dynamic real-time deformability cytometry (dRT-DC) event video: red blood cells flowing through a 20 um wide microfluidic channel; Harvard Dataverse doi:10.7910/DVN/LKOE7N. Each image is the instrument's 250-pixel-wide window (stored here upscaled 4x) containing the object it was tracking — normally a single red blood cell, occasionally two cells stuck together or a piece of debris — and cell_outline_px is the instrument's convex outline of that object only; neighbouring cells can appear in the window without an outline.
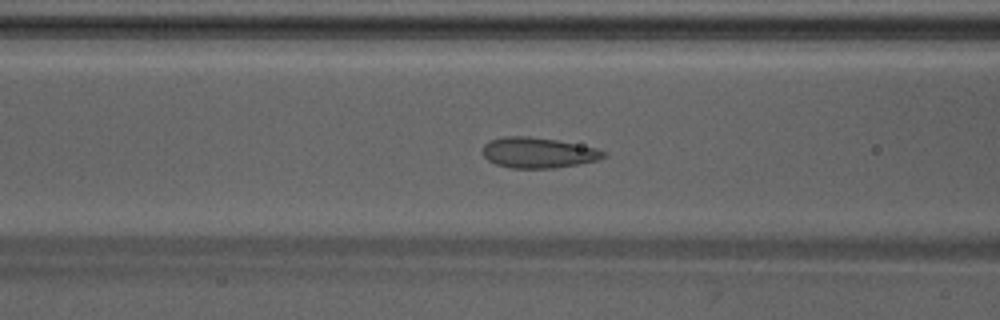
{"species": "Egyptian fruit bat (a non-hibernating species)", "species_latin": "Rousettus aegyptiacus", "temperature_condition": "warm", "stored_images_in_passage": 49, "camera_frame_rate_fps": 3000, "um_per_image_px": 0.085, "animal": {"sex": "male"}, "frame": {"image": 1, "passage_image": 19, "time_ms": 6.0, "image_size_px": [1000, 320], "cell_outline_px": [[608, 156], [600, 160], [556, 168], [512, 168], [496, 164], [488, 160], [484, 156], [484, 144], [488, 140], [504, 136], [528, 136], [556, 140], [596, 148], [608, 152]], "centroid_in_image_um": [45.78, 12.98], "position_along_channel_um": 120.8, "area_um2": 21.62}}
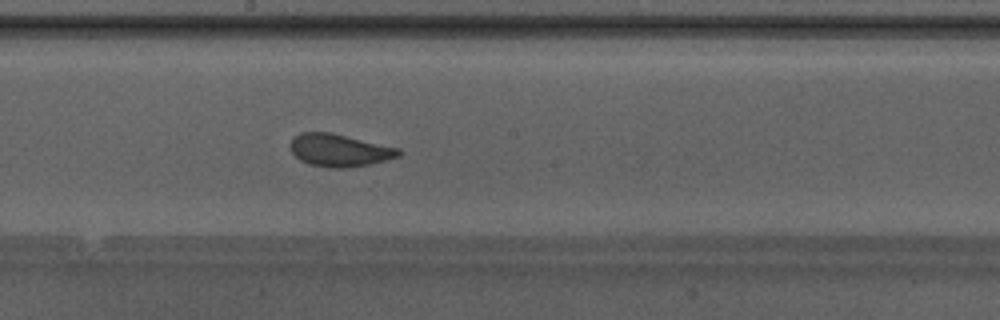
{"frame": {"image": 2, "passage_image": 26, "time_ms": 8.333, "image_size_px": [1000, 320], "cell_outline_px": [[404, 152], [400, 156], [372, 164], [348, 168], [328, 168], [308, 164], [300, 160], [292, 152], [292, 140], [300, 132], [332, 132], [400, 148]], "centroid_in_image_um": [28.91, 12.78], "position_along_channel_um": 219.3, "area_um2": 20.75}}
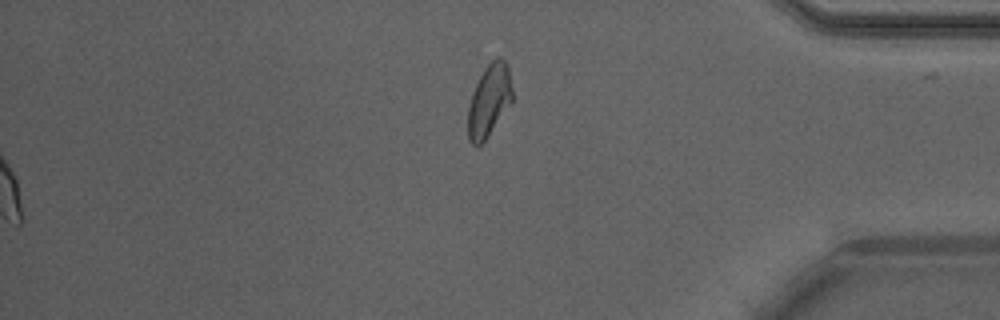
{"frame": {"image": 3, "passage_image": 49, "time_ms": 16.0, "image_size_px": [1000, 320], "cell_outline_px": [[512, 100], [488, 136], [480, 144], [472, 144], [468, 140], [468, 104], [472, 92], [484, 68], [492, 60], [500, 56], [508, 64], [512, 88]], "centroid_in_image_um": [41.56, 8.51], "position_along_channel_um": 393.6, "area_um2": 18.5}, "authors_computed_cell_mechanics": {"area_um2": 20.9236, "velocity_mm_per_s": 4.2271, "shape_relaxation_time_tau1_ms": 2.5457, "shape_relaxation_time_tau2_ms": 0.7402, "deformation_change_tau1": 0.1006, "deformation_change_tau2": 0.0634}}